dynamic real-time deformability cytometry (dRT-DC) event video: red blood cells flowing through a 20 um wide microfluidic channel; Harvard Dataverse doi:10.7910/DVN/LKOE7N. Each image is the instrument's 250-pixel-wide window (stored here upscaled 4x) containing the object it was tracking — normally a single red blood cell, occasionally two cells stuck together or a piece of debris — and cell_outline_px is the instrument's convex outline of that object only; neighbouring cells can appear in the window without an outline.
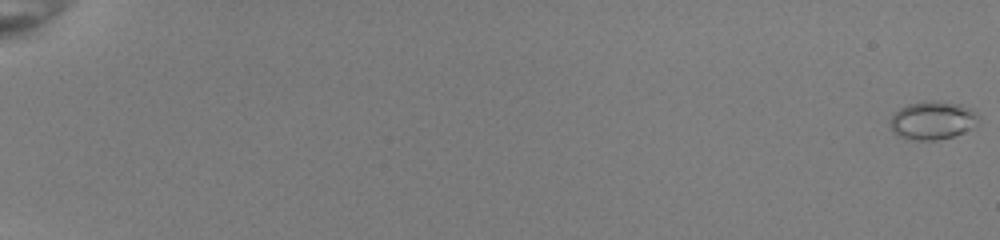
{"species": "common noctule bat (a hibernating species)", "species_latin": "Nyctalus noctula", "temperature_condition": "room temperature", "stored_images_in_passage": 54, "camera_frame_rate_fps": 3000, "um_per_image_px": 0.085, "animal": {"sex": "female", "body_mass_g": 22.0, "forearm_length_mm": 56.7}, "frame": {"image": 1, "passage_image": 1, "time_ms": 0.0, "image_size_px": [1000, 240], "cell_outline_px": [[980, 116], [972, 128], [952, 136], [936, 140], [912, 140], [900, 136], [888, 124], [892, 116], [900, 108], [908, 104], [928, 100], [932, 100], [960, 104], [976, 112]], "centroid_in_image_um": [79.26, 10.22], "position_along_channel_um": 5.7, "area_um2": 19.48}}
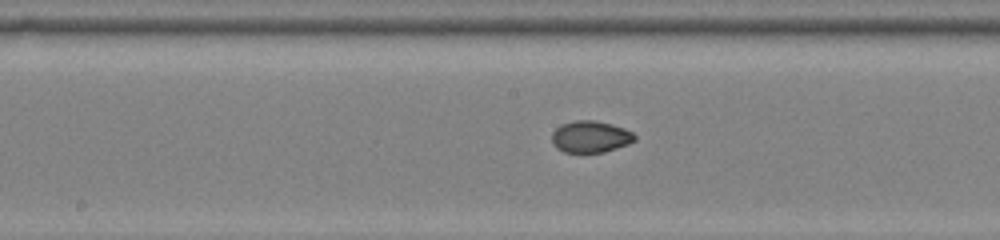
{"frame": {"image": 2, "passage_image": 32, "time_ms": 10.333, "image_size_px": [1000, 240], "cell_outline_px": [[636, 140], [628, 144], [604, 152], [564, 152], [556, 148], [552, 144], [552, 132], [560, 124], [576, 120], [592, 120], [612, 124], [624, 128], [632, 132], [636, 136]], "centroid_in_image_um": [50.18, 11.62], "position_along_channel_um": 198.0, "area_um2": 15.37}}
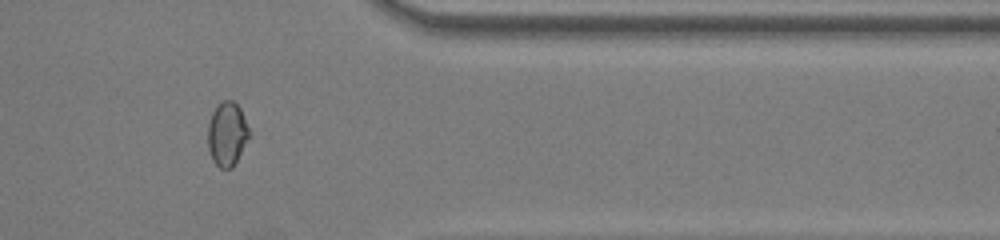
{"frame": {"image": 3, "passage_image": 47, "time_ms": 15.333, "image_size_px": [1000, 240], "cell_outline_px": [[248, 136], [232, 168], [220, 168], [212, 160], [208, 148], [208, 124], [212, 112], [216, 104], [220, 100], [232, 100], [240, 108], [248, 128]], "centroid_in_image_um": [19.25, 11.35], "position_along_channel_um": 392.1, "area_um2": 15.09}, "authors_computed_cell_mechanics": {"area_um2": 16.0684, "velocity_mm_per_s": 4.0181, "shape_relaxation_time_tau1_ms": 9.3215, "shape_relaxation_time_tau2_ms": null, "deformation_change_tau1": 0.2297, "deformation_change_tau2": null}}